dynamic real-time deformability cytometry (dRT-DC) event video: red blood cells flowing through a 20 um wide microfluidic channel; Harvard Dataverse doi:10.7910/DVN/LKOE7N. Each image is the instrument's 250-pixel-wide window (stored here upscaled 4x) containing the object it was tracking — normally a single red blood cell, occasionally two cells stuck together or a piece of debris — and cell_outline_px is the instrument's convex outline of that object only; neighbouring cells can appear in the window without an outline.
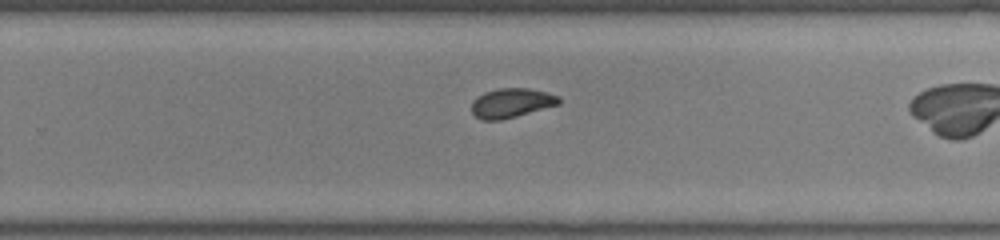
{"species": "common noctule bat (a hibernating species)", "species_latin": "Nyctalus noctula", "temperature_condition": "room temperature", "stored_images_in_passage": 26, "camera_frame_rate_fps": 3000, "um_per_image_px": 0.085, "animal": {"sex": "female", "body_mass_g": 22.0, "forearm_length_mm": 56.7}, "frame": {"image": 1, "passage_image": 19, "time_ms": 6.0, "image_size_px": [1000, 240], "cell_outline_px": [[560, 104], [516, 116], [500, 120], [480, 120], [472, 112], [472, 100], [484, 92], [500, 88], [528, 88], [548, 92], [560, 96]], "centroid_in_image_um": [43.48, 8.74], "position_along_channel_um": 286.3, "area_um2": 14.97}}
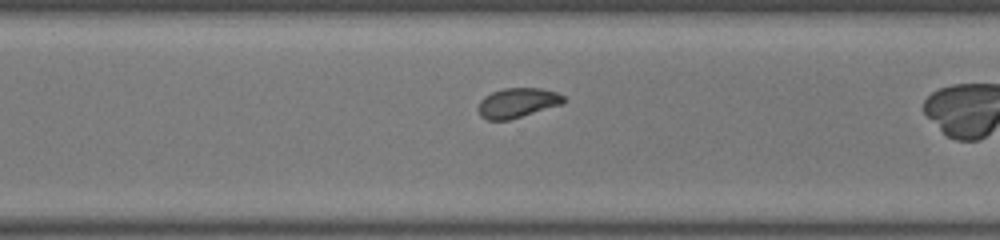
{"frame": {"image": 2, "passage_image": 22, "time_ms": 7.0, "image_size_px": [1000, 240], "cell_outline_px": [[564, 104], [508, 120], [488, 120], [480, 116], [480, 100], [484, 96], [492, 92], [504, 88], [540, 88], [556, 92], [564, 96]], "centroid_in_image_um": [44.01, 8.73], "position_along_channel_um": 326.6, "area_um2": 14.68}}